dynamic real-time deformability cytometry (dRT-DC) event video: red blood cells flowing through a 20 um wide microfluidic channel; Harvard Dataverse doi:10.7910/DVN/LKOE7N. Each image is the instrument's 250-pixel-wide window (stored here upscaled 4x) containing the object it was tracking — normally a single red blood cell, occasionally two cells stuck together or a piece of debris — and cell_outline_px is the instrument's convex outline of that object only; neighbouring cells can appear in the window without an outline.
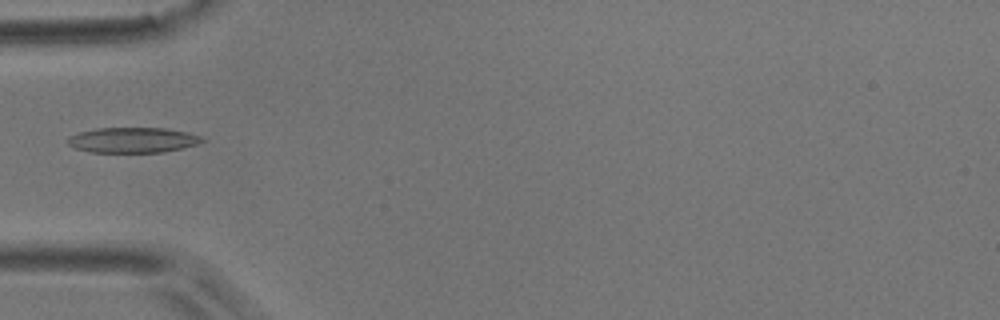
{"species": "common noctule bat (a hibernating species)", "species_latin": "Nyctalus noctula", "temperature_condition": "room temperature", "stored_images_in_passage": 5, "camera_frame_rate_fps": 3000, "um_per_image_px": 0.085, "animal": {"sex": "male", "body_mass_g": 17.9}, "frame": {"image": 1, "passage_image": 5, "time_ms": 4.667, "image_size_px": [1000, 320], "cell_outline_px": [[208, 140], [196, 144], [180, 148], [160, 152], [88, 152], [76, 148], [68, 144], [68, 136], [80, 132], [96, 128], [164, 128], [184, 132], [200, 136]], "centroid_in_image_um": [11.25, 11.9], "position_along_channel_um": 73.7, "area_um2": 19.59}}